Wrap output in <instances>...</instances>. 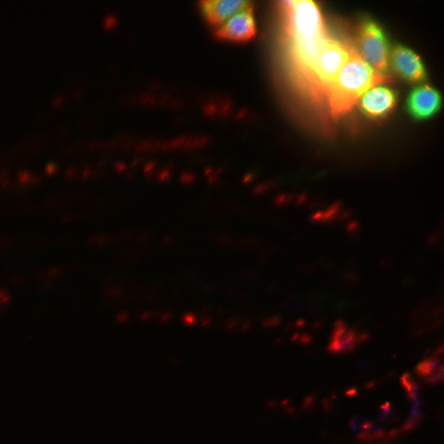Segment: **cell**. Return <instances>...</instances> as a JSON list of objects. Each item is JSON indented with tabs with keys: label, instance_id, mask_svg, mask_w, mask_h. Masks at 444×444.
<instances>
[{
	"label": "cell",
	"instance_id": "3",
	"mask_svg": "<svg viewBox=\"0 0 444 444\" xmlns=\"http://www.w3.org/2000/svg\"><path fill=\"white\" fill-rule=\"evenodd\" d=\"M348 10V11H347ZM343 12L340 28L350 39L352 52L365 60L378 74L387 72L391 46L400 35L392 24L371 10L355 8Z\"/></svg>",
	"mask_w": 444,
	"mask_h": 444
},
{
	"label": "cell",
	"instance_id": "11",
	"mask_svg": "<svg viewBox=\"0 0 444 444\" xmlns=\"http://www.w3.org/2000/svg\"><path fill=\"white\" fill-rule=\"evenodd\" d=\"M330 37L317 36H274V40L282 44L291 59L309 75L319 64L323 46Z\"/></svg>",
	"mask_w": 444,
	"mask_h": 444
},
{
	"label": "cell",
	"instance_id": "8",
	"mask_svg": "<svg viewBox=\"0 0 444 444\" xmlns=\"http://www.w3.org/2000/svg\"><path fill=\"white\" fill-rule=\"evenodd\" d=\"M420 51L399 35L391 46L389 66L383 77L391 79L401 89L430 79L433 76L431 68Z\"/></svg>",
	"mask_w": 444,
	"mask_h": 444
},
{
	"label": "cell",
	"instance_id": "4",
	"mask_svg": "<svg viewBox=\"0 0 444 444\" xmlns=\"http://www.w3.org/2000/svg\"><path fill=\"white\" fill-rule=\"evenodd\" d=\"M344 11L331 0H299L274 26V36L331 37L340 28Z\"/></svg>",
	"mask_w": 444,
	"mask_h": 444
},
{
	"label": "cell",
	"instance_id": "6",
	"mask_svg": "<svg viewBox=\"0 0 444 444\" xmlns=\"http://www.w3.org/2000/svg\"><path fill=\"white\" fill-rule=\"evenodd\" d=\"M433 80L431 77L402 89L401 138L406 133L408 137L413 127L436 120L444 110V93Z\"/></svg>",
	"mask_w": 444,
	"mask_h": 444
},
{
	"label": "cell",
	"instance_id": "10",
	"mask_svg": "<svg viewBox=\"0 0 444 444\" xmlns=\"http://www.w3.org/2000/svg\"><path fill=\"white\" fill-rule=\"evenodd\" d=\"M352 52L347 34L339 28L323 46L318 66L308 75L315 80L330 84Z\"/></svg>",
	"mask_w": 444,
	"mask_h": 444
},
{
	"label": "cell",
	"instance_id": "9",
	"mask_svg": "<svg viewBox=\"0 0 444 444\" xmlns=\"http://www.w3.org/2000/svg\"><path fill=\"white\" fill-rule=\"evenodd\" d=\"M380 77L365 60L351 52L330 87L338 94L345 106Z\"/></svg>",
	"mask_w": 444,
	"mask_h": 444
},
{
	"label": "cell",
	"instance_id": "1",
	"mask_svg": "<svg viewBox=\"0 0 444 444\" xmlns=\"http://www.w3.org/2000/svg\"><path fill=\"white\" fill-rule=\"evenodd\" d=\"M401 120L402 89L391 79L382 76L346 106L343 125L317 153H342L345 156L351 152L370 151L371 147L378 151L377 148L381 150L395 146L396 141L403 140Z\"/></svg>",
	"mask_w": 444,
	"mask_h": 444
},
{
	"label": "cell",
	"instance_id": "14",
	"mask_svg": "<svg viewBox=\"0 0 444 444\" xmlns=\"http://www.w3.org/2000/svg\"><path fill=\"white\" fill-rule=\"evenodd\" d=\"M257 1H258V2H262V3H264L266 0H262V1H261V0H257Z\"/></svg>",
	"mask_w": 444,
	"mask_h": 444
},
{
	"label": "cell",
	"instance_id": "12",
	"mask_svg": "<svg viewBox=\"0 0 444 444\" xmlns=\"http://www.w3.org/2000/svg\"><path fill=\"white\" fill-rule=\"evenodd\" d=\"M199 15L214 30L237 12L253 7L257 0H198Z\"/></svg>",
	"mask_w": 444,
	"mask_h": 444
},
{
	"label": "cell",
	"instance_id": "7",
	"mask_svg": "<svg viewBox=\"0 0 444 444\" xmlns=\"http://www.w3.org/2000/svg\"><path fill=\"white\" fill-rule=\"evenodd\" d=\"M261 10V11H260ZM258 11V12H257ZM217 37L229 42H247L255 39L259 54L261 49L274 39V27L270 24L264 3L257 2L253 7L237 12L215 30Z\"/></svg>",
	"mask_w": 444,
	"mask_h": 444
},
{
	"label": "cell",
	"instance_id": "13",
	"mask_svg": "<svg viewBox=\"0 0 444 444\" xmlns=\"http://www.w3.org/2000/svg\"><path fill=\"white\" fill-rule=\"evenodd\" d=\"M299 0H266L264 2L266 16L274 27L284 16L290 13Z\"/></svg>",
	"mask_w": 444,
	"mask_h": 444
},
{
	"label": "cell",
	"instance_id": "2",
	"mask_svg": "<svg viewBox=\"0 0 444 444\" xmlns=\"http://www.w3.org/2000/svg\"><path fill=\"white\" fill-rule=\"evenodd\" d=\"M285 124L309 145L319 149L342 125L346 106L330 87L305 76L295 94L278 110Z\"/></svg>",
	"mask_w": 444,
	"mask_h": 444
},
{
	"label": "cell",
	"instance_id": "5",
	"mask_svg": "<svg viewBox=\"0 0 444 444\" xmlns=\"http://www.w3.org/2000/svg\"><path fill=\"white\" fill-rule=\"evenodd\" d=\"M258 55L264 82L278 112L295 94L299 82L307 75L296 61L290 58L289 51L274 39L265 45Z\"/></svg>",
	"mask_w": 444,
	"mask_h": 444
}]
</instances>
